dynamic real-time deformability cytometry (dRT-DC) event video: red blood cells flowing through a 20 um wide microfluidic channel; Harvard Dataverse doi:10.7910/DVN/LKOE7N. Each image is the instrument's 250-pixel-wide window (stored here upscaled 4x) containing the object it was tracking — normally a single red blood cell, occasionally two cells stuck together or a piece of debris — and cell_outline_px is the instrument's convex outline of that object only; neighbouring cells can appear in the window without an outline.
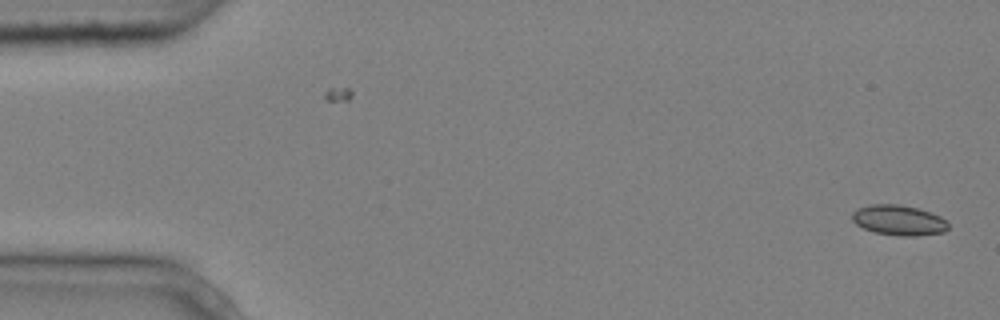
{"species": "common noctule bat (a hibernating species)", "species_latin": "Nyctalus noctula", "temperature_condition": "cold", "stored_images_in_passage": 2, "camera_frame_rate_fps": 3000, "um_per_image_px": 0.085, "animal": {"sex": "male", "body_mass_g": 20.4}, "frame": {"image": 1, "passage_image": 2, "time_ms": 0.333, "image_size_px": [1000, 320], "cell_outline_px": [[948, 228], [944, 232], [916, 236], [900, 236], [876, 232], [864, 228], [856, 224], [852, 220], [852, 212], [856, 208], [868, 204], [900, 204], [916, 208], [940, 216], [948, 220]], "centroid_in_image_um": [76.38, 18.71], "position_along_channel_um": 8.6, "area_um2": 16.99}}